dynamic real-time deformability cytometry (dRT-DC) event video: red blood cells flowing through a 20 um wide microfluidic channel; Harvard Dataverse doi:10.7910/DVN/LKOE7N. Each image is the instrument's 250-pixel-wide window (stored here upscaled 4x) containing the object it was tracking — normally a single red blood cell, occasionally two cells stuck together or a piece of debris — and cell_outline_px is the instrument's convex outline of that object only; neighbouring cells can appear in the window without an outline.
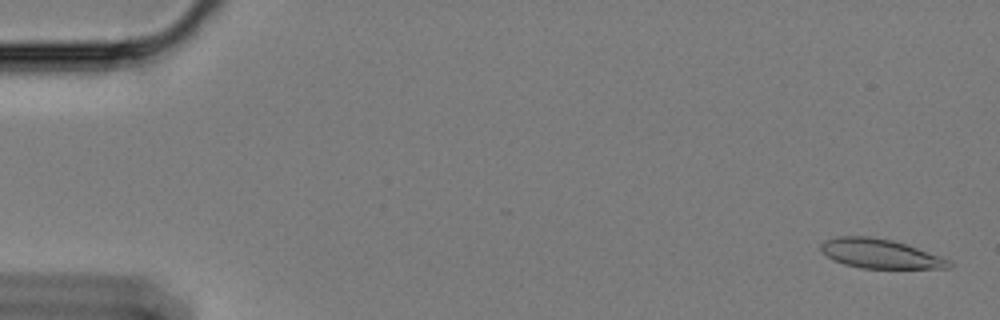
{"species": "Egyptian fruit bat (a non-hibernating species)", "species_latin": "Rousettus aegyptiacus", "temperature_condition": "cold", "stored_images_in_passage": 59, "camera_frame_rate_fps": 3000, "um_per_image_px": 0.085, "animal": {"sex": "female"}, "frame": {"image": 1, "passage_image": 2, "time_ms": 0.333, "image_size_px": [1000, 320], "cell_outline_px": [[952, 268], [860, 268], [844, 264], [832, 260], [820, 248], [820, 244], [824, 240], [836, 236], [868, 236], [892, 240], [952, 260]], "centroid_in_image_um": [74.79, 21.56], "position_along_channel_um": 10.2, "area_um2": 21.79}}
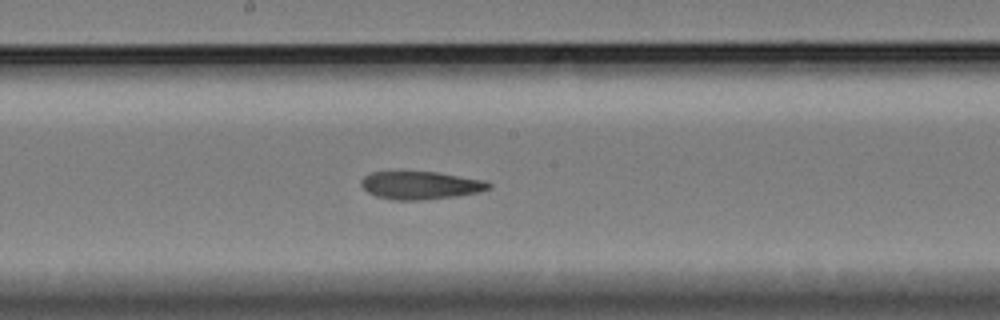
{"frame": {"image": 2, "passage_image": 32, "time_ms": 10.333, "image_size_px": [1000, 320], "cell_outline_px": [[492, 184], [488, 188], [480, 192], [456, 196], [420, 200], [392, 200], [376, 196], [368, 192], [360, 184], [360, 180], [364, 176], [372, 172], [400, 168], [436, 172], [484, 180]], "centroid_in_image_um": [35.66, 15.7], "position_along_channel_um": 212.5, "area_um2": 21.56}}
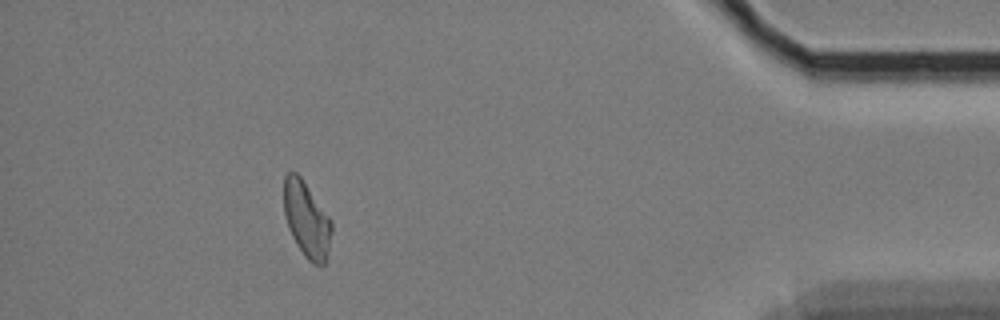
{"frame": {"image": 3, "passage_image": 54, "time_ms": 17.667, "image_size_px": [1000, 320], "cell_outline_px": [[332, 232], [324, 264], [312, 264], [304, 256], [296, 244], [288, 228], [284, 212], [284, 176], [288, 172], [296, 172], [300, 176], [332, 220]], "centroid_in_image_um": [26.05, 18.65], "position_along_channel_um": 409.1, "area_um2": 20.92}, "authors_computed_cell_mechanics": {"area_um2": 21.6172, "velocity_mm_per_s": 3.3583, "shape_relaxation_time_tau1_ms": 5.9374, "shape_relaxation_time_tau2_ms": 5.8671, "deformation_change_tau1": 0.1511, "deformation_change_tau2": 0.1452}}